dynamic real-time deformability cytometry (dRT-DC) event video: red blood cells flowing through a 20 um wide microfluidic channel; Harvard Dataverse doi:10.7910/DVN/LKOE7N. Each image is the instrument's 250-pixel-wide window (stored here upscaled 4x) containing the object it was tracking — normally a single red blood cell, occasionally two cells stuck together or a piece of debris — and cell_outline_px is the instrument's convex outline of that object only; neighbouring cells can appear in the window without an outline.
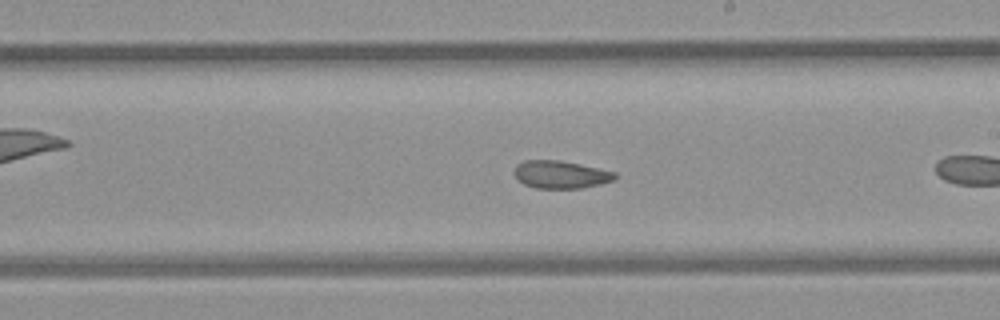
{"species": "common noctule bat (a hibernating species)", "species_latin": "Nyctalus noctula", "temperature_condition": "room temperature", "stored_images_in_passage": 29, "camera_frame_rate_fps": 3000, "um_per_image_px": 0.085, "animal": {"sex": "female", "body_mass_g": 21.9}, "frame": {"image": 1, "passage_image": 17, "time_ms": 5.333, "image_size_px": [1000, 320], "cell_outline_px": [[616, 176], [612, 180], [600, 184], [584, 188], [536, 188], [524, 184], [512, 172], [516, 164], [524, 160], [560, 160], [580, 164], [616, 172]], "centroid_in_image_um": [47.63, 14.83], "position_along_channel_um": 241.4, "area_um2": 16.24}}